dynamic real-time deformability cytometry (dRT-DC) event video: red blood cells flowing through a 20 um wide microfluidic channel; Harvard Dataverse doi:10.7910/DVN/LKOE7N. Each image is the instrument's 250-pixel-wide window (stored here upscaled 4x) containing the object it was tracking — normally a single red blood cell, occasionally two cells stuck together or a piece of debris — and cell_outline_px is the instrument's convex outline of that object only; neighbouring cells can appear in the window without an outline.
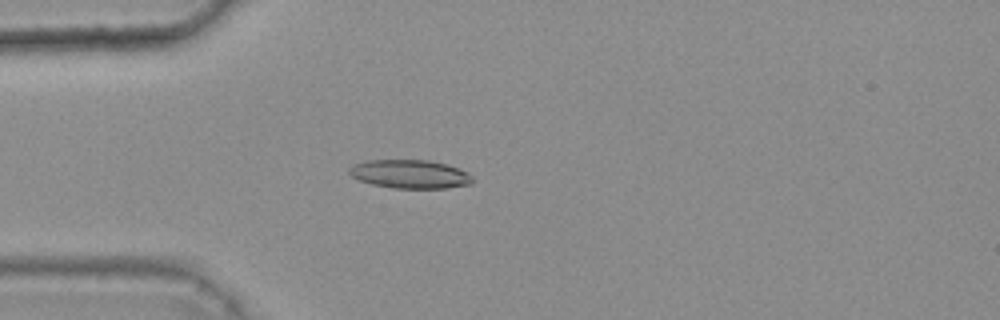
{"species": "common noctule bat (a hibernating species)", "species_latin": "Nyctalus noctula", "temperature_condition": "warm", "stored_images_in_passage": 47, "camera_frame_rate_fps": 3000, "um_per_image_px": 0.085, "animal": {"sex": "female", "body_mass_g": 25.1}, "frame": {"image": 1, "passage_image": 15, "time_ms": 4.667, "image_size_px": [1000, 320], "cell_outline_px": [[472, 184], [448, 188], [392, 188], [372, 184], [360, 180], [352, 176], [348, 172], [348, 168], [352, 164], [364, 160], [428, 160], [444, 164], [468, 172], [472, 176]], "centroid_in_image_um": [34.81, 14.8], "position_along_channel_um": 50.2, "area_um2": 20.58}}
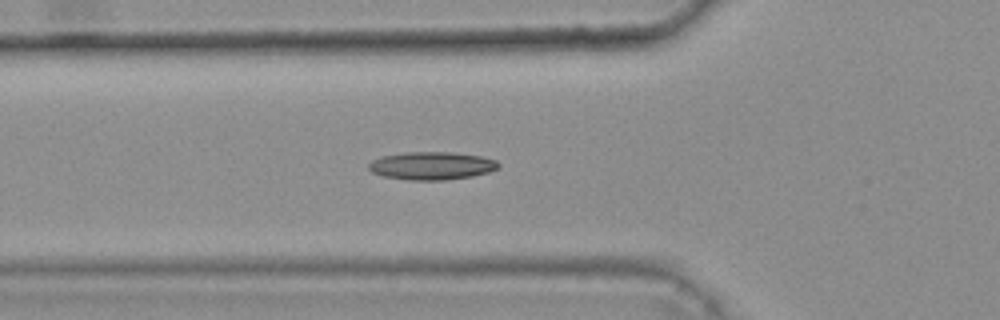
{"frame": {"image": 2, "passage_image": 19, "time_ms": 6.0, "image_size_px": [1000, 320], "cell_outline_px": [[500, 168], [488, 172], [472, 176], [444, 180], [408, 180], [384, 176], [372, 172], [368, 168], [368, 164], [372, 160], [384, 156], [404, 152], [452, 152], [480, 156], [496, 160], [500, 164]], "centroid_in_image_um": [36.71, 14.09], "position_along_channel_um": 89.1, "area_um2": 21.1}}
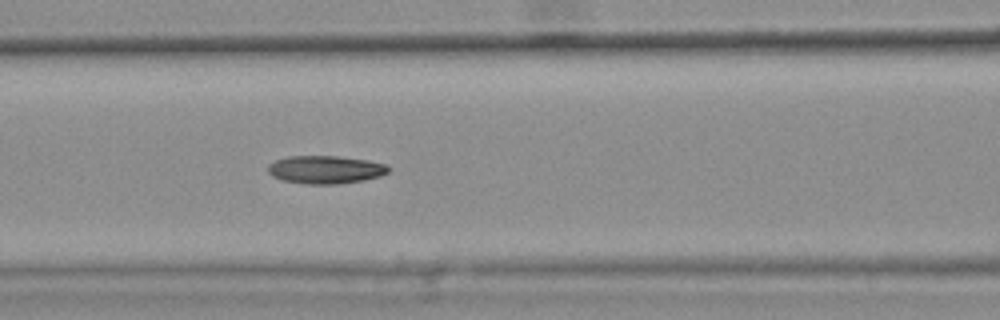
{"frame": {"image": 3, "passage_image": 23, "time_ms": 7.333, "image_size_px": [1000, 320], "cell_outline_px": [[392, 168], [388, 172], [380, 176], [364, 180], [340, 184], [308, 184], [284, 180], [272, 176], [268, 172], [268, 164], [276, 160], [288, 156], [336, 156], [368, 160], [384, 164]], "centroid_in_image_um": [27.68, 14.42], "position_along_channel_um": 138.9, "area_um2": 19.65}, "authors_computed_cell_mechanics": {"area_um2": 19.4208, "velocity_mm_per_s": 3.7103, "shape_relaxation_time_tau1_ms": null, "shape_relaxation_time_tau2_ms": 5.0436, "deformation_change_tau1": null, "deformation_change_tau2": 0.1163}}